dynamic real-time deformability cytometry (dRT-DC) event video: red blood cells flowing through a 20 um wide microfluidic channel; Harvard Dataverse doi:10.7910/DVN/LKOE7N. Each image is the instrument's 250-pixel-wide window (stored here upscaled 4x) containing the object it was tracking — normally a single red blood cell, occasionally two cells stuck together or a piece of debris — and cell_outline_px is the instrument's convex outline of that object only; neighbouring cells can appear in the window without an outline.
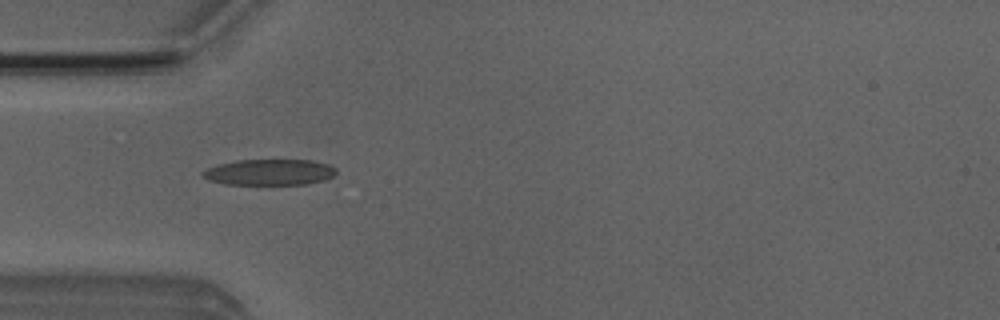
{"species": "Egyptian fruit bat (a non-hibernating species)", "species_latin": "Rousettus aegyptiacus", "temperature_condition": "room temperature", "stored_images_in_passage": 34, "camera_frame_rate_fps": 3000, "um_per_image_px": 0.085, "animal": {"sex": "male"}, "frame": {"image": 1, "passage_image": 4, "time_ms": 1.0, "image_size_px": [1000, 320], "cell_outline_px": [[336, 172], [332, 176], [324, 180], [308, 184], [224, 184], [208, 180], [200, 176], [200, 172], [208, 168], [220, 164], [236, 160], [312, 160], [328, 164], [336, 168]], "centroid_in_image_um": [22.88, 14.63], "position_along_channel_um": 62.1, "area_um2": 20.23}}
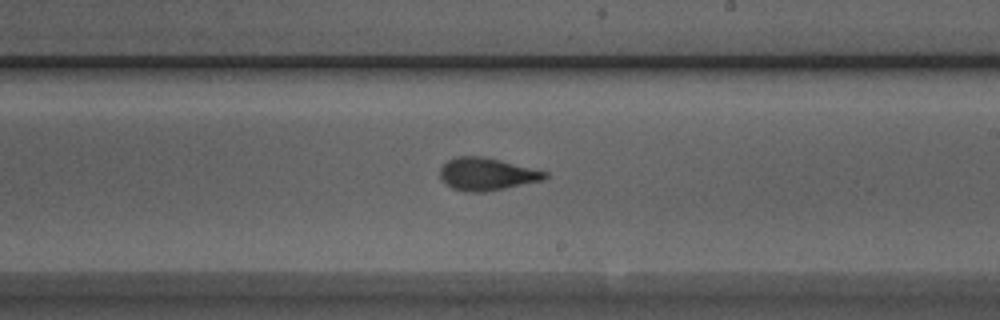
{"frame": {"image": 2, "passage_image": 18, "time_ms": 5.667, "image_size_px": [1000, 320], "cell_outline_px": [[548, 176], [544, 180], [484, 192], [468, 192], [452, 188], [440, 180], [440, 168], [448, 160], [456, 156], [480, 156], [500, 160], [548, 172]], "centroid_in_image_um": [41.35, 14.8], "position_along_channel_um": 247.6, "area_um2": 19.83}}
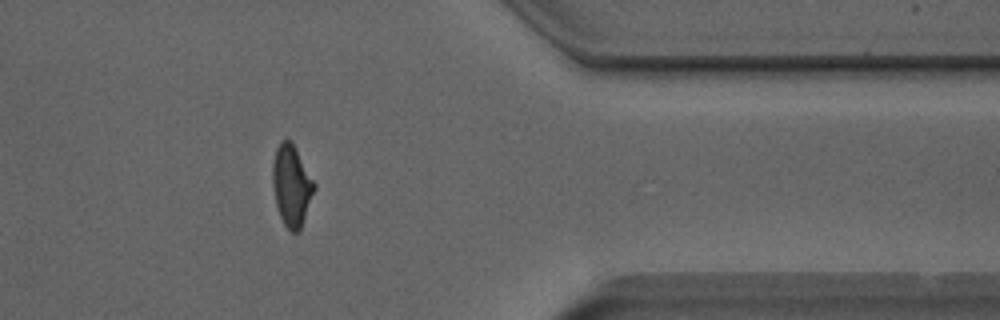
{"frame": {"image": 3, "passage_image": 30, "time_ms": 9.667, "image_size_px": [1000, 320], "cell_outline_px": [[316, 188], [300, 228], [296, 232], [292, 232], [284, 224], [280, 216], [276, 204], [272, 184], [272, 164], [276, 148], [280, 140], [288, 140], [292, 144], [316, 184]], "centroid_in_image_um": [24.77, 15.77], "position_along_channel_um": 386.6, "area_um2": 19.31}, "authors_computed_cell_mechanics": {"area_um2": 19.5942, "velocity_mm_per_s": 3.9873, "shape_relaxation_time_tau1_ms": 3.7177, "shape_relaxation_time_tau2_ms": 1.1533, "deformation_change_tau1": 0.1889, "deformation_change_tau2": 0.0878}}